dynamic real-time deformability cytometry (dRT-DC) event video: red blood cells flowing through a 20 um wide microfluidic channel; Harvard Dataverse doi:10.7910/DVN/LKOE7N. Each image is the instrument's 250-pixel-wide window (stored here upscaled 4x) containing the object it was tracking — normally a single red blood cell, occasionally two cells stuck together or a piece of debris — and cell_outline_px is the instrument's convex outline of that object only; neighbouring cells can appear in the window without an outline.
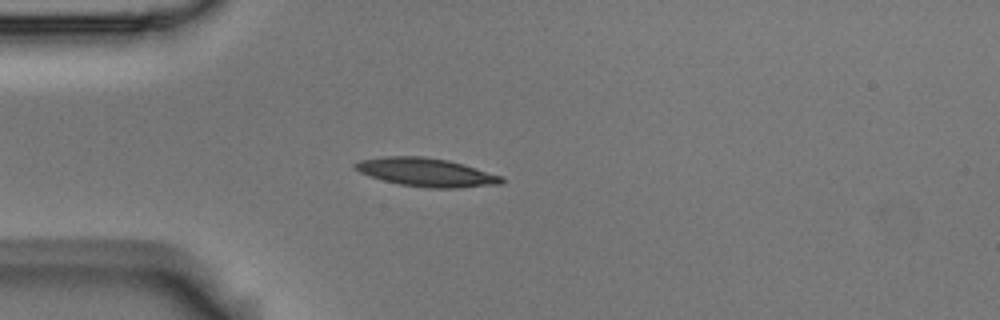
{"species": "Egyptian fruit bat (a non-hibernating species)", "species_latin": "Rousettus aegyptiacus", "temperature_condition": "room temperature", "stored_images_in_passage": 6, "camera_frame_rate_fps": 3000, "um_per_image_px": 0.085, "animal": {"sex": "male"}, "frame": {"image": 1, "passage_image": 5, "time_ms": 1.333, "image_size_px": [1000, 320], "cell_outline_px": [[504, 180], [500, 184], [460, 188], [428, 188], [400, 184], [384, 180], [360, 172], [352, 168], [352, 164], [360, 160], [384, 156], [424, 156], [448, 160], [464, 164], [504, 176]], "centroid_in_image_um": [36.26, 14.64], "position_along_channel_um": 48.7, "area_um2": 24.39}}